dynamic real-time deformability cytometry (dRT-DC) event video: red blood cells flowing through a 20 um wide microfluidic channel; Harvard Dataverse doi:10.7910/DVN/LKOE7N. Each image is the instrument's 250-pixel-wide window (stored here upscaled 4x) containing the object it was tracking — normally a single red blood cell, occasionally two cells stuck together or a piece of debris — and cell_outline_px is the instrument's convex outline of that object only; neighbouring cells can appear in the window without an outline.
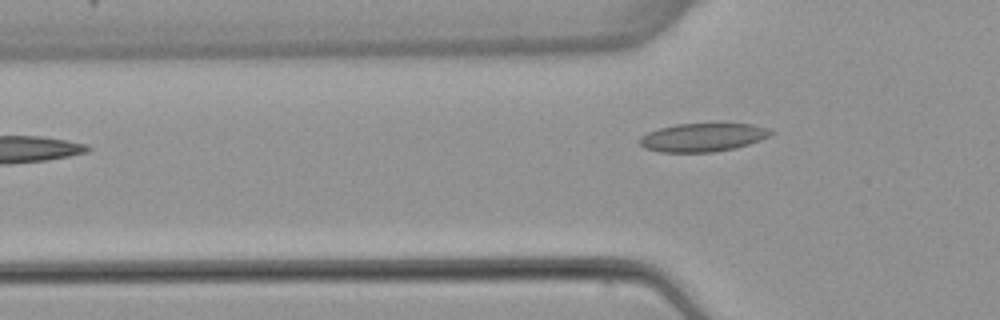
{"species": "common noctule bat (a hibernating species)", "species_latin": "Nyctalus noctula", "temperature_condition": "warm", "stored_images_in_passage": 5, "camera_frame_rate_fps": 3000, "um_per_image_px": 0.085, "animal": {"sex": "female", "body_mass_g": 22.7, "forearm_length_mm": 54.2}, "frame": {"image": 1, "passage_image": 5, "time_ms": 5.0, "image_size_px": [1000, 320], "cell_outline_px": [[776, 132], [760, 140], [736, 148], [712, 152], [660, 152], [644, 148], [640, 144], [640, 136], [648, 132], [660, 128], [676, 124], [752, 124], [768, 128]], "centroid_in_image_um": [59.74, 11.68], "position_along_channel_um": 66.1, "area_um2": 21.62}}